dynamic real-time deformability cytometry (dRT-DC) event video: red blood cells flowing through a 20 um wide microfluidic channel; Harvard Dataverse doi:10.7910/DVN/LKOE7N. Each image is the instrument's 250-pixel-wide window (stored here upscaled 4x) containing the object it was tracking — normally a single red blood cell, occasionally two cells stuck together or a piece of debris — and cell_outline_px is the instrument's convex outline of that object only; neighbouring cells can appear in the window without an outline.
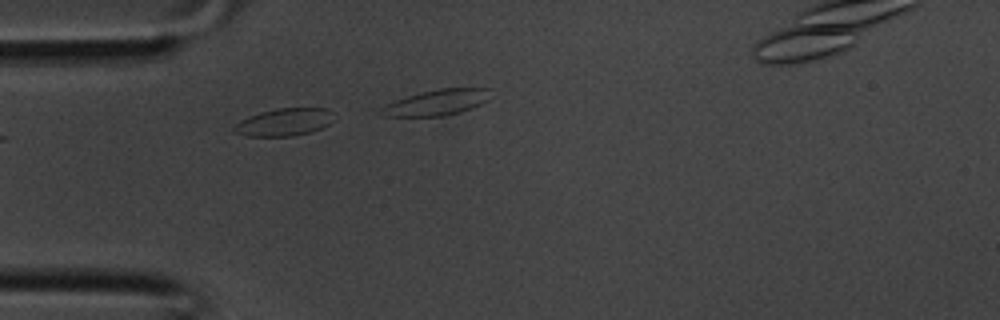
{"species": "common noctule bat (a hibernating species)", "species_latin": "Nyctalus noctula", "temperature_condition": "room temperature", "stored_images_in_passage": 4, "camera_frame_rate_fps": 3000, "um_per_image_px": 0.085, "animal": {"sex": "male", "body_mass_g": 20.1, "forearm_length_mm": 53.5}, "frame": {"image": 1, "passage_image": 1, "time_ms": 0.0, "image_size_px": [1000, 320], "cell_outline_px": [[336, 116], [328, 124], [312, 132], [292, 136], [248, 136], [232, 132], [232, 128], [240, 120], [248, 116], [260, 112], [276, 108], [324, 108], [332, 112]], "centroid_in_image_um": [24.14, 10.38], "position_along_channel_um": 60.9, "area_um2": 16.13}}